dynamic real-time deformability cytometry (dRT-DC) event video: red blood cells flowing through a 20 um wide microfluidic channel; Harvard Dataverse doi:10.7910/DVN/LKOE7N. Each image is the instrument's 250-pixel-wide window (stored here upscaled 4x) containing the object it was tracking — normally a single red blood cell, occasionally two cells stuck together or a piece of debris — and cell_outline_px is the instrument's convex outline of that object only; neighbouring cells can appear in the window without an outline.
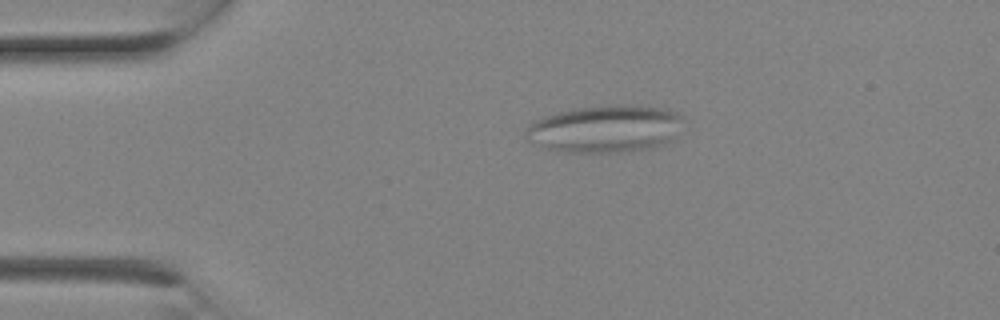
{"species": "Egyptian fruit bat (a non-hibernating species)", "species_latin": "Rousettus aegyptiacus", "temperature_condition": "room temperature", "stored_images_in_passage": 1, "camera_frame_rate_fps": 3000, "um_per_image_px": 0.085, "animal": {"sex": "female"}, "frame": {"image": 1, "passage_image": 1, "time_ms": 0.0, "image_size_px": [1000, 320], "cell_outline_px": [[684, 120], [676, 136], [672, 140], [664, 144], [652, 148], [620, 152], [560, 152], [544, 148], [528, 140], [524, 136], [524, 132], [536, 120], [544, 116], [556, 112], [576, 108], [616, 104], [624, 104], [664, 108], [676, 112], [684, 116]], "centroid_in_image_um": [51.47, 10.95], "position_along_channel_um": 33.5, "area_um2": 43.87}}